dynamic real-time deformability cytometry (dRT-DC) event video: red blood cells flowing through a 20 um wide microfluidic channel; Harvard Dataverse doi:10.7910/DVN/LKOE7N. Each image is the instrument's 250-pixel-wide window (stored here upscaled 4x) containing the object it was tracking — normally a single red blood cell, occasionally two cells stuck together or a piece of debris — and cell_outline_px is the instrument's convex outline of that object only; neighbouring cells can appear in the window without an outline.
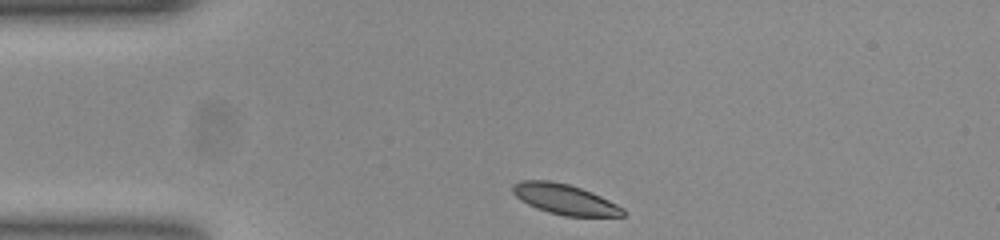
{"species": "common noctule bat (a hibernating species)", "species_latin": "Nyctalus noctula", "temperature_condition": "room temperature", "stored_images_in_passage": 42, "camera_frame_rate_fps": 3000, "um_per_image_px": 0.085, "animal": {"sex": "female", "body_mass_g": 23.0, "forearm_length_mm": 53.4}, "frame": {"image": 1, "passage_image": 1, "time_ms": 0.0, "image_size_px": [1000, 240], "cell_outline_px": [[624, 216], [564, 216], [548, 212], [536, 208], [520, 200], [512, 192], [512, 184], [524, 180], [548, 180], [568, 184], [580, 188], [600, 196], [624, 208]], "centroid_in_image_um": [47.97, 16.94], "position_along_channel_um": 37.0, "area_um2": 19.31}}
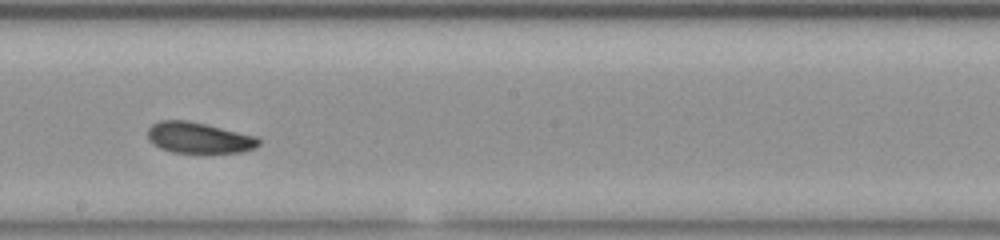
{"frame": {"image": 2, "passage_image": 19, "time_ms": 6.0, "image_size_px": [1000, 240], "cell_outline_px": [[260, 144], [252, 148], [240, 152], [172, 152], [160, 148], [148, 140], [148, 128], [152, 124], [160, 120], [188, 120], [256, 136], [260, 140]], "centroid_in_image_um": [16.86, 11.7], "position_along_channel_um": 231.3, "area_um2": 19.77}}
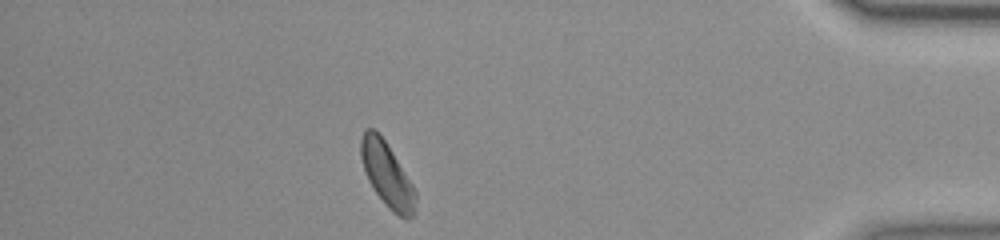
{"frame": {"image": 3, "passage_image": 36, "time_ms": 11.667, "image_size_px": [1000, 240], "cell_outline_px": [[416, 212], [408, 220], [404, 220], [392, 212], [388, 208], [376, 192], [368, 180], [360, 156], [360, 136], [364, 128], [372, 128], [384, 140], [412, 184], [416, 192]], "centroid_in_image_um": [32.9, 14.89], "position_along_channel_um": 402.3, "area_um2": 20.4}, "authors_computed_cell_mechanics": {"area_um2": 20.0277, "velocity_mm_per_s": 3.8413, "shape_relaxation_time_tau1_ms": 2.4824, "shape_relaxation_time_tau2_ms": 3.5265, "deformation_change_tau1": 0.0972, "deformation_change_tau2": 0.1052}}